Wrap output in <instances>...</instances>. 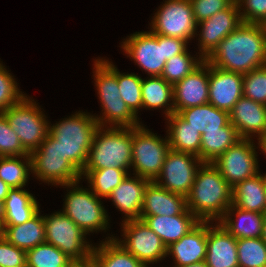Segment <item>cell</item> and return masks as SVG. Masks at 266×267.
Returning <instances> with one entry per match:
<instances>
[{
	"label": "cell",
	"instance_id": "6da1fadb",
	"mask_svg": "<svg viewBox=\"0 0 266 267\" xmlns=\"http://www.w3.org/2000/svg\"><path fill=\"white\" fill-rule=\"evenodd\" d=\"M205 61L224 71L247 74L266 65V35L261 24L241 23Z\"/></svg>",
	"mask_w": 266,
	"mask_h": 267
},
{
	"label": "cell",
	"instance_id": "7a4b0ae2",
	"mask_svg": "<svg viewBox=\"0 0 266 267\" xmlns=\"http://www.w3.org/2000/svg\"><path fill=\"white\" fill-rule=\"evenodd\" d=\"M186 201L200 222H219L232 205V186L212 163L203 162Z\"/></svg>",
	"mask_w": 266,
	"mask_h": 267
},
{
	"label": "cell",
	"instance_id": "3957f363",
	"mask_svg": "<svg viewBox=\"0 0 266 267\" xmlns=\"http://www.w3.org/2000/svg\"><path fill=\"white\" fill-rule=\"evenodd\" d=\"M92 77L101 104L100 115L93 114L100 127H137L143 122L121 98L117 66L107 58L93 59Z\"/></svg>",
	"mask_w": 266,
	"mask_h": 267
},
{
	"label": "cell",
	"instance_id": "277c9868",
	"mask_svg": "<svg viewBox=\"0 0 266 267\" xmlns=\"http://www.w3.org/2000/svg\"><path fill=\"white\" fill-rule=\"evenodd\" d=\"M126 57L133 60L148 76H161L166 61L188 48V42L150 31L134 32L121 42Z\"/></svg>",
	"mask_w": 266,
	"mask_h": 267
},
{
	"label": "cell",
	"instance_id": "5b68a950",
	"mask_svg": "<svg viewBox=\"0 0 266 267\" xmlns=\"http://www.w3.org/2000/svg\"><path fill=\"white\" fill-rule=\"evenodd\" d=\"M98 127L92 113L79 110L53 125L49 122V134L60 144L65 159L82 172Z\"/></svg>",
	"mask_w": 266,
	"mask_h": 267
},
{
	"label": "cell",
	"instance_id": "8992f818",
	"mask_svg": "<svg viewBox=\"0 0 266 267\" xmlns=\"http://www.w3.org/2000/svg\"><path fill=\"white\" fill-rule=\"evenodd\" d=\"M133 127H98L83 170L106 168L131 172Z\"/></svg>",
	"mask_w": 266,
	"mask_h": 267
},
{
	"label": "cell",
	"instance_id": "52a82bcc",
	"mask_svg": "<svg viewBox=\"0 0 266 267\" xmlns=\"http://www.w3.org/2000/svg\"><path fill=\"white\" fill-rule=\"evenodd\" d=\"M80 182L81 180L60 186L67 189L61 211L87 235L102 231L106 233L111 227V220L101 201L102 198H99L88 186L83 187Z\"/></svg>",
	"mask_w": 266,
	"mask_h": 267
},
{
	"label": "cell",
	"instance_id": "ba28073f",
	"mask_svg": "<svg viewBox=\"0 0 266 267\" xmlns=\"http://www.w3.org/2000/svg\"><path fill=\"white\" fill-rule=\"evenodd\" d=\"M33 178L39 182L62 186L82 180L81 172L65 159L60 144L50 134L30 153Z\"/></svg>",
	"mask_w": 266,
	"mask_h": 267
},
{
	"label": "cell",
	"instance_id": "9c48e42d",
	"mask_svg": "<svg viewBox=\"0 0 266 267\" xmlns=\"http://www.w3.org/2000/svg\"><path fill=\"white\" fill-rule=\"evenodd\" d=\"M41 106L26 95L4 113L11 129L18 135L23 148L30 154L49 134V120Z\"/></svg>",
	"mask_w": 266,
	"mask_h": 267
},
{
	"label": "cell",
	"instance_id": "30bf717a",
	"mask_svg": "<svg viewBox=\"0 0 266 267\" xmlns=\"http://www.w3.org/2000/svg\"><path fill=\"white\" fill-rule=\"evenodd\" d=\"M145 126L133 127L131 169L136 176L154 181L171 148L167 134L161 138Z\"/></svg>",
	"mask_w": 266,
	"mask_h": 267
},
{
	"label": "cell",
	"instance_id": "8fae6325",
	"mask_svg": "<svg viewBox=\"0 0 266 267\" xmlns=\"http://www.w3.org/2000/svg\"><path fill=\"white\" fill-rule=\"evenodd\" d=\"M43 216L46 243L57 247L72 261H82L92 256L94 244L66 214L59 210Z\"/></svg>",
	"mask_w": 266,
	"mask_h": 267
},
{
	"label": "cell",
	"instance_id": "7c38bea8",
	"mask_svg": "<svg viewBox=\"0 0 266 267\" xmlns=\"http://www.w3.org/2000/svg\"><path fill=\"white\" fill-rule=\"evenodd\" d=\"M163 1L151 18L149 31L157 35L178 37L189 43L197 34L191 1Z\"/></svg>",
	"mask_w": 266,
	"mask_h": 267
},
{
	"label": "cell",
	"instance_id": "4fadbf2b",
	"mask_svg": "<svg viewBox=\"0 0 266 267\" xmlns=\"http://www.w3.org/2000/svg\"><path fill=\"white\" fill-rule=\"evenodd\" d=\"M121 237L115 240L127 251L140 260L145 266L151 267L166 259L167 247L162 239L141 219L128 220L121 223Z\"/></svg>",
	"mask_w": 266,
	"mask_h": 267
},
{
	"label": "cell",
	"instance_id": "5bb4252c",
	"mask_svg": "<svg viewBox=\"0 0 266 267\" xmlns=\"http://www.w3.org/2000/svg\"><path fill=\"white\" fill-rule=\"evenodd\" d=\"M254 141L241 138L212 162L232 187L260 173L256 150L262 151L261 143L258 141L255 145Z\"/></svg>",
	"mask_w": 266,
	"mask_h": 267
},
{
	"label": "cell",
	"instance_id": "9a60e30c",
	"mask_svg": "<svg viewBox=\"0 0 266 267\" xmlns=\"http://www.w3.org/2000/svg\"><path fill=\"white\" fill-rule=\"evenodd\" d=\"M202 163L194 154L171 149L154 182L172 193L187 197Z\"/></svg>",
	"mask_w": 266,
	"mask_h": 267
},
{
	"label": "cell",
	"instance_id": "2e32d148",
	"mask_svg": "<svg viewBox=\"0 0 266 267\" xmlns=\"http://www.w3.org/2000/svg\"><path fill=\"white\" fill-rule=\"evenodd\" d=\"M242 23L238 3L233 2L228 8L215 13L211 18L197 23L200 31L198 36L197 52L204 59L215 49V47ZM200 32V33H199Z\"/></svg>",
	"mask_w": 266,
	"mask_h": 267
},
{
	"label": "cell",
	"instance_id": "e0dca14e",
	"mask_svg": "<svg viewBox=\"0 0 266 267\" xmlns=\"http://www.w3.org/2000/svg\"><path fill=\"white\" fill-rule=\"evenodd\" d=\"M209 101V63L204 61L191 74L173 85L174 113L207 104Z\"/></svg>",
	"mask_w": 266,
	"mask_h": 267
},
{
	"label": "cell",
	"instance_id": "ac0fdd59",
	"mask_svg": "<svg viewBox=\"0 0 266 267\" xmlns=\"http://www.w3.org/2000/svg\"><path fill=\"white\" fill-rule=\"evenodd\" d=\"M243 96V75L209 64V101L214 107L231 112Z\"/></svg>",
	"mask_w": 266,
	"mask_h": 267
},
{
	"label": "cell",
	"instance_id": "d6986e66",
	"mask_svg": "<svg viewBox=\"0 0 266 267\" xmlns=\"http://www.w3.org/2000/svg\"><path fill=\"white\" fill-rule=\"evenodd\" d=\"M229 117L240 138L260 142L266 136V105L242 96L229 113Z\"/></svg>",
	"mask_w": 266,
	"mask_h": 267
},
{
	"label": "cell",
	"instance_id": "ffe728a7",
	"mask_svg": "<svg viewBox=\"0 0 266 267\" xmlns=\"http://www.w3.org/2000/svg\"><path fill=\"white\" fill-rule=\"evenodd\" d=\"M205 262L208 267H239L237 238L219 222H207Z\"/></svg>",
	"mask_w": 266,
	"mask_h": 267
},
{
	"label": "cell",
	"instance_id": "44dd1931",
	"mask_svg": "<svg viewBox=\"0 0 266 267\" xmlns=\"http://www.w3.org/2000/svg\"><path fill=\"white\" fill-rule=\"evenodd\" d=\"M149 182L146 178L129 173L111 192L107 199L124 214L121 222L140 219L144 193Z\"/></svg>",
	"mask_w": 266,
	"mask_h": 267
},
{
	"label": "cell",
	"instance_id": "7402d4cb",
	"mask_svg": "<svg viewBox=\"0 0 266 267\" xmlns=\"http://www.w3.org/2000/svg\"><path fill=\"white\" fill-rule=\"evenodd\" d=\"M206 252L207 222H200L188 234L167 247L166 257L172 256V267H181L205 261Z\"/></svg>",
	"mask_w": 266,
	"mask_h": 267
},
{
	"label": "cell",
	"instance_id": "603a6c76",
	"mask_svg": "<svg viewBox=\"0 0 266 267\" xmlns=\"http://www.w3.org/2000/svg\"><path fill=\"white\" fill-rule=\"evenodd\" d=\"M186 210V197L172 193L154 181L147 184L140 216H175Z\"/></svg>",
	"mask_w": 266,
	"mask_h": 267
},
{
	"label": "cell",
	"instance_id": "cb8c5ba5",
	"mask_svg": "<svg viewBox=\"0 0 266 267\" xmlns=\"http://www.w3.org/2000/svg\"><path fill=\"white\" fill-rule=\"evenodd\" d=\"M140 219L162 239L166 247L177 242L200 223L188 209L180 215L140 216Z\"/></svg>",
	"mask_w": 266,
	"mask_h": 267
},
{
	"label": "cell",
	"instance_id": "d4e9b609",
	"mask_svg": "<svg viewBox=\"0 0 266 267\" xmlns=\"http://www.w3.org/2000/svg\"><path fill=\"white\" fill-rule=\"evenodd\" d=\"M264 217V213L245 211L232 204L219 223L237 239L261 238Z\"/></svg>",
	"mask_w": 266,
	"mask_h": 267
},
{
	"label": "cell",
	"instance_id": "484cf974",
	"mask_svg": "<svg viewBox=\"0 0 266 267\" xmlns=\"http://www.w3.org/2000/svg\"><path fill=\"white\" fill-rule=\"evenodd\" d=\"M260 172L232 187V204L257 213H266L265 174Z\"/></svg>",
	"mask_w": 266,
	"mask_h": 267
},
{
	"label": "cell",
	"instance_id": "4316f807",
	"mask_svg": "<svg viewBox=\"0 0 266 267\" xmlns=\"http://www.w3.org/2000/svg\"><path fill=\"white\" fill-rule=\"evenodd\" d=\"M111 234L93 246L92 258L96 267H147L115 240V234Z\"/></svg>",
	"mask_w": 266,
	"mask_h": 267
},
{
	"label": "cell",
	"instance_id": "83f0119b",
	"mask_svg": "<svg viewBox=\"0 0 266 267\" xmlns=\"http://www.w3.org/2000/svg\"><path fill=\"white\" fill-rule=\"evenodd\" d=\"M39 207L35 196L25 187L11 188L4 200V224H23L40 211Z\"/></svg>",
	"mask_w": 266,
	"mask_h": 267
},
{
	"label": "cell",
	"instance_id": "f1b7e54d",
	"mask_svg": "<svg viewBox=\"0 0 266 267\" xmlns=\"http://www.w3.org/2000/svg\"><path fill=\"white\" fill-rule=\"evenodd\" d=\"M142 109L163 110L166 117L174 113L173 85L161 76L142 79Z\"/></svg>",
	"mask_w": 266,
	"mask_h": 267
},
{
	"label": "cell",
	"instance_id": "f546056e",
	"mask_svg": "<svg viewBox=\"0 0 266 267\" xmlns=\"http://www.w3.org/2000/svg\"><path fill=\"white\" fill-rule=\"evenodd\" d=\"M167 120V137L170 148L178 152H187L200 158L201 133L188 125L177 113H172Z\"/></svg>",
	"mask_w": 266,
	"mask_h": 267
},
{
	"label": "cell",
	"instance_id": "4dcf8cb0",
	"mask_svg": "<svg viewBox=\"0 0 266 267\" xmlns=\"http://www.w3.org/2000/svg\"><path fill=\"white\" fill-rule=\"evenodd\" d=\"M5 239L26 252L39 244L45 243L43 214L39 211L23 224L5 225Z\"/></svg>",
	"mask_w": 266,
	"mask_h": 267
},
{
	"label": "cell",
	"instance_id": "1f68e13d",
	"mask_svg": "<svg viewBox=\"0 0 266 267\" xmlns=\"http://www.w3.org/2000/svg\"><path fill=\"white\" fill-rule=\"evenodd\" d=\"M177 114L201 134L207 131L221 130L230 122L228 112L220 110L210 103L182 109Z\"/></svg>",
	"mask_w": 266,
	"mask_h": 267
},
{
	"label": "cell",
	"instance_id": "d6a6232c",
	"mask_svg": "<svg viewBox=\"0 0 266 267\" xmlns=\"http://www.w3.org/2000/svg\"><path fill=\"white\" fill-rule=\"evenodd\" d=\"M241 138L229 122L221 130L207 131L201 135L200 160L212 163Z\"/></svg>",
	"mask_w": 266,
	"mask_h": 267
},
{
	"label": "cell",
	"instance_id": "836d02e7",
	"mask_svg": "<svg viewBox=\"0 0 266 267\" xmlns=\"http://www.w3.org/2000/svg\"><path fill=\"white\" fill-rule=\"evenodd\" d=\"M126 175L128 173L124 169L112 167L99 170H83L81 172L83 181L86 179L88 187L102 199L108 198Z\"/></svg>",
	"mask_w": 266,
	"mask_h": 267
},
{
	"label": "cell",
	"instance_id": "e575fe53",
	"mask_svg": "<svg viewBox=\"0 0 266 267\" xmlns=\"http://www.w3.org/2000/svg\"><path fill=\"white\" fill-rule=\"evenodd\" d=\"M31 174L30 156L0 157V178L9 187H25Z\"/></svg>",
	"mask_w": 266,
	"mask_h": 267
},
{
	"label": "cell",
	"instance_id": "d590c367",
	"mask_svg": "<svg viewBox=\"0 0 266 267\" xmlns=\"http://www.w3.org/2000/svg\"><path fill=\"white\" fill-rule=\"evenodd\" d=\"M188 48L178 55L169 58L163 68L161 77L174 85L197 69L205 59L201 55H191ZM196 56V57H195Z\"/></svg>",
	"mask_w": 266,
	"mask_h": 267
},
{
	"label": "cell",
	"instance_id": "8d00e7d4",
	"mask_svg": "<svg viewBox=\"0 0 266 267\" xmlns=\"http://www.w3.org/2000/svg\"><path fill=\"white\" fill-rule=\"evenodd\" d=\"M27 267H67L72 260L49 243H42L28 250Z\"/></svg>",
	"mask_w": 266,
	"mask_h": 267
},
{
	"label": "cell",
	"instance_id": "74e56055",
	"mask_svg": "<svg viewBox=\"0 0 266 267\" xmlns=\"http://www.w3.org/2000/svg\"><path fill=\"white\" fill-rule=\"evenodd\" d=\"M142 79L137 73H122L117 68V81L121 98L137 117L139 110L142 111Z\"/></svg>",
	"mask_w": 266,
	"mask_h": 267
},
{
	"label": "cell",
	"instance_id": "f35d334b",
	"mask_svg": "<svg viewBox=\"0 0 266 267\" xmlns=\"http://www.w3.org/2000/svg\"><path fill=\"white\" fill-rule=\"evenodd\" d=\"M239 267H266V244L261 238L237 239Z\"/></svg>",
	"mask_w": 266,
	"mask_h": 267
},
{
	"label": "cell",
	"instance_id": "ab89813d",
	"mask_svg": "<svg viewBox=\"0 0 266 267\" xmlns=\"http://www.w3.org/2000/svg\"><path fill=\"white\" fill-rule=\"evenodd\" d=\"M7 70L3 62L0 63V112H5L21 101L26 94L18 88L15 76Z\"/></svg>",
	"mask_w": 266,
	"mask_h": 267
},
{
	"label": "cell",
	"instance_id": "60d3db41",
	"mask_svg": "<svg viewBox=\"0 0 266 267\" xmlns=\"http://www.w3.org/2000/svg\"><path fill=\"white\" fill-rule=\"evenodd\" d=\"M243 96L266 105V65L243 75Z\"/></svg>",
	"mask_w": 266,
	"mask_h": 267
},
{
	"label": "cell",
	"instance_id": "b9f144b4",
	"mask_svg": "<svg viewBox=\"0 0 266 267\" xmlns=\"http://www.w3.org/2000/svg\"><path fill=\"white\" fill-rule=\"evenodd\" d=\"M10 156H30V154L23 148L4 113L0 112V157Z\"/></svg>",
	"mask_w": 266,
	"mask_h": 267
},
{
	"label": "cell",
	"instance_id": "7bdbcfd3",
	"mask_svg": "<svg viewBox=\"0 0 266 267\" xmlns=\"http://www.w3.org/2000/svg\"><path fill=\"white\" fill-rule=\"evenodd\" d=\"M237 3L243 23L261 24L266 20V0H239Z\"/></svg>",
	"mask_w": 266,
	"mask_h": 267
},
{
	"label": "cell",
	"instance_id": "ee69618b",
	"mask_svg": "<svg viewBox=\"0 0 266 267\" xmlns=\"http://www.w3.org/2000/svg\"><path fill=\"white\" fill-rule=\"evenodd\" d=\"M193 8V15L197 23L211 18L215 13L228 8L231 0H190Z\"/></svg>",
	"mask_w": 266,
	"mask_h": 267
},
{
	"label": "cell",
	"instance_id": "f6af8a7d",
	"mask_svg": "<svg viewBox=\"0 0 266 267\" xmlns=\"http://www.w3.org/2000/svg\"><path fill=\"white\" fill-rule=\"evenodd\" d=\"M0 267H27V253L6 239L0 241Z\"/></svg>",
	"mask_w": 266,
	"mask_h": 267
},
{
	"label": "cell",
	"instance_id": "bcb514c9",
	"mask_svg": "<svg viewBox=\"0 0 266 267\" xmlns=\"http://www.w3.org/2000/svg\"><path fill=\"white\" fill-rule=\"evenodd\" d=\"M67 267H96L92 256L82 261H72Z\"/></svg>",
	"mask_w": 266,
	"mask_h": 267
},
{
	"label": "cell",
	"instance_id": "7dc6e473",
	"mask_svg": "<svg viewBox=\"0 0 266 267\" xmlns=\"http://www.w3.org/2000/svg\"><path fill=\"white\" fill-rule=\"evenodd\" d=\"M11 187H9L1 178H0V200L4 201L9 193Z\"/></svg>",
	"mask_w": 266,
	"mask_h": 267
},
{
	"label": "cell",
	"instance_id": "c3c4849f",
	"mask_svg": "<svg viewBox=\"0 0 266 267\" xmlns=\"http://www.w3.org/2000/svg\"><path fill=\"white\" fill-rule=\"evenodd\" d=\"M5 239V224L4 221H0V241Z\"/></svg>",
	"mask_w": 266,
	"mask_h": 267
},
{
	"label": "cell",
	"instance_id": "681fc988",
	"mask_svg": "<svg viewBox=\"0 0 266 267\" xmlns=\"http://www.w3.org/2000/svg\"><path fill=\"white\" fill-rule=\"evenodd\" d=\"M181 267H208V266L206 265L205 261H201L198 263H192L190 265H185V266H181Z\"/></svg>",
	"mask_w": 266,
	"mask_h": 267
},
{
	"label": "cell",
	"instance_id": "f907efd6",
	"mask_svg": "<svg viewBox=\"0 0 266 267\" xmlns=\"http://www.w3.org/2000/svg\"><path fill=\"white\" fill-rule=\"evenodd\" d=\"M5 211H4V201L0 200V221H4Z\"/></svg>",
	"mask_w": 266,
	"mask_h": 267
},
{
	"label": "cell",
	"instance_id": "816d5d0a",
	"mask_svg": "<svg viewBox=\"0 0 266 267\" xmlns=\"http://www.w3.org/2000/svg\"><path fill=\"white\" fill-rule=\"evenodd\" d=\"M261 143V153H264V155L266 156V136L260 141Z\"/></svg>",
	"mask_w": 266,
	"mask_h": 267
},
{
	"label": "cell",
	"instance_id": "f5cc1de1",
	"mask_svg": "<svg viewBox=\"0 0 266 267\" xmlns=\"http://www.w3.org/2000/svg\"><path fill=\"white\" fill-rule=\"evenodd\" d=\"M263 241L266 244V213L263 221V236H262Z\"/></svg>",
	"mask_w": 266,
	"mask_h": 267
},
{
	"label": "cell",
	"instance_id": "db71d44e",
	"mask_svg": "<svg viewBox=\"0 0 266 267\" xmlns=\"http://www.w3.org/2000/svg\"><path fill=\"white\" fill-rule=\"evenodd\" d=\"M261 25L263 26V29H264V32H265V35H266V20L263 21V22L261 23Z\"/></svg>",
	"mask_w": 266,
	"mask_h": 267
},
{
	"label": "cell",
	"instance_id": "11a10c76",
	"mask_svg": "<svg viewBox=\"0 0 266 267\" xmlns=\"http://www.w3.org/2000/svg\"><path fill=\"white\" fill-rule=\"evenodd\" d=\"M265 189H266V173H265Z\"/></svg>",
	"mask_w": 266,
	"mask_h": 267
}]
</instances>
